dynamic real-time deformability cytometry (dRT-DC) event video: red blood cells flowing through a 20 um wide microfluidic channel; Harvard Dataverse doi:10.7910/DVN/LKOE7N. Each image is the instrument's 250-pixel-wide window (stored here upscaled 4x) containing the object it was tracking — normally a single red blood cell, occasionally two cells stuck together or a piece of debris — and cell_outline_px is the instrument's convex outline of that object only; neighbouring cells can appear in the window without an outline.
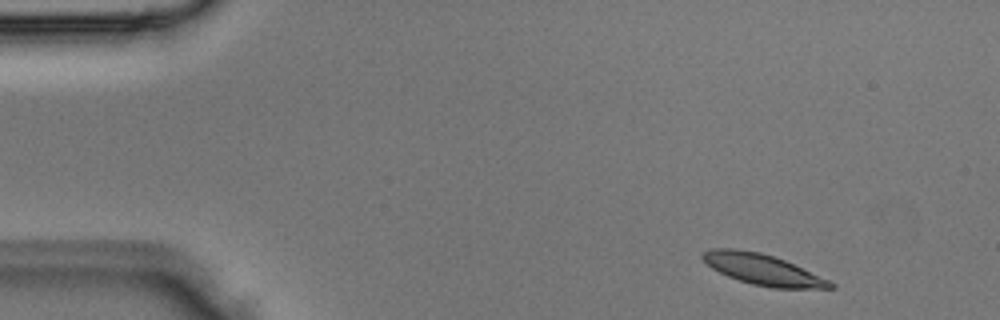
{"species": "Egyptian fruit bat (a non-hibernating species)", "species_latin": "Rousettus aegyptiacus", "temperature_condition": "room temperature", "stored_images_in_passage": 2, "segment_of_instrument_passage": [2, 2], "camera_frame_rate_fps": 3000, "um_per_image_px": 0.085, "animal": {"sex": "male"}, "frame": {"image": 1, "passage_image": 2, "time_ms": 0.333, "image_size_px": [1000, 320], "cell_outline_px": [[836, 288], [772, 288], [752, 284], [728, 276], [712, 268], [700, 256], [704, 252], [712, 248], [736, 248], [760, 252], [784, 260], [828, 280], [836, 284]], "centroid_in_image_um": [64.81, 22.9], "position_along_channel_um": 20.2, "area_um2": 22.54}}